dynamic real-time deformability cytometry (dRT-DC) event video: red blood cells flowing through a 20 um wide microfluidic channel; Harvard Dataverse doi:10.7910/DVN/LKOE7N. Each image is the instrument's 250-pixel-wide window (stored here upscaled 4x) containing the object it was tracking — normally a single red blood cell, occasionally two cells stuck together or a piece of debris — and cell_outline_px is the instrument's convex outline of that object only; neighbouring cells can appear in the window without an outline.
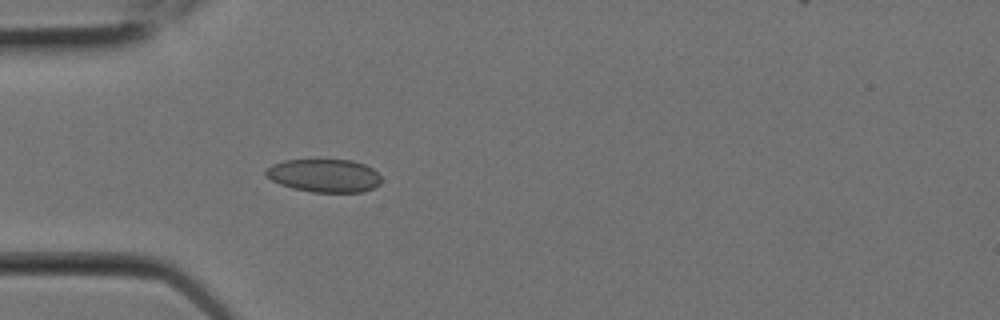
{"species": "Egyptian fruit bat (a non-hibernating species)", "species_latin": "Rousettus aegyptiacus", "temperature_condition": "room temperature", "stored_images_in_passage": 4, "camera_frame_rate_fps": 3000, "um_per_image_px": 0.085, "animal": {"sex": "female"}, "frame": {"image": 1, "passage_image": 4, "time_ms": 1.0, "image_size_px": [1000, 320], "cell_outline_px": [[380, 184], [364, 192], [312, 192], [292, 188], [280, 184], [272, 180], [264, 172], [272, 164], [284, 160], [352, 160], [364, 164], [372, 168], [380, 176]], "centroid_in_image_um": [27.57, 14.93], "position_along_channel_um": 57.4, "area_um2": 22.2}}